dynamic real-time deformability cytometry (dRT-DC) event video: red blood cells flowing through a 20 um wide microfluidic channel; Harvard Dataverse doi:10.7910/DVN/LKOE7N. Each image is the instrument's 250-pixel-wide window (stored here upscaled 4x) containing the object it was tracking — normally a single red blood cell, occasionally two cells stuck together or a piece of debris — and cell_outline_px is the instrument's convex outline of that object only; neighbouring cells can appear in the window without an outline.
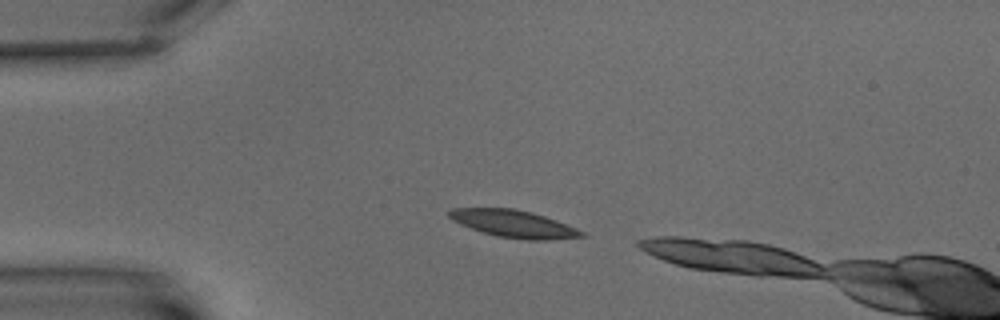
{"species": "common noctule bat (a hibernating species)", "species_latin": "Nyctalus noctula", "temperature_condition": "warm", "stored_images_in_passage": 3, "camera_frame_rate_fps": 3000, "um_per_image_px": 0.085, "animal": {"sex": "male", "body_mass_g": 15.6}, "frame": {"image": 1, "passage_image": 1, "time_ms": 0.0, "image_size_px": [1000, 320], "cell_outline_px": [[588, 236], [548, 240], [528, 240], [496, 236], [460, 224], [452, 220], [448, 216], [448, 212], [452, 208], [516, 208], [532, 212], [556, 220], [576, 228], [584, 232]], "centroid_in_image_um": [43.68, 19.02], "position_along_channel_um": 41.3, "area_um2": 21.04}}